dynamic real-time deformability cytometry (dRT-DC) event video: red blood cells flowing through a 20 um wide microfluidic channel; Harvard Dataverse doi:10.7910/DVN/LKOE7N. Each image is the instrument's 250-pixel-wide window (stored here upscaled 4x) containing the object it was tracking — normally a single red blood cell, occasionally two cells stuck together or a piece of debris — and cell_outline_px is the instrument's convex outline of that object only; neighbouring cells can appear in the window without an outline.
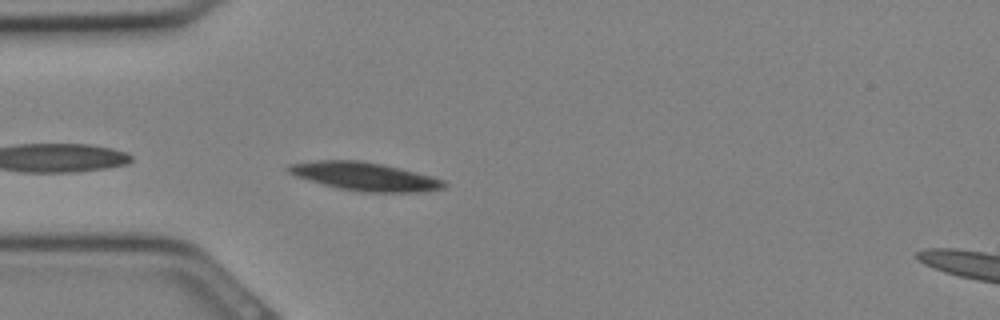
{"species": "Egyptian fruit bat (a non-hibernating species)", "species_latin": "Rousettus aegyptiacus", "temperature_condition": "cold", "stored_images_in_passage": 22, "camera_frame_rate_fps": 3000, "um_per_image_px": 0.085, "animal": {"sex": "female"}, "frame": {"image": 1, "passage_image": 1, "time_ms": 0.0, "image_size_px": [1000, 320], "cell_outline_px": [[448, 184], [444, 188], [420, 192], [360, 192], [340, 188], [308, 180], [296, 176], [288, 172], [284, 168], [288, 164], [316, 160], [360, 160], [384, 164], [432, 176], [444, 180]], "centroid_in_image_um": [31.01, 14.99], "position_along_channel_um": 54.0, "area_um2": 25.78}}
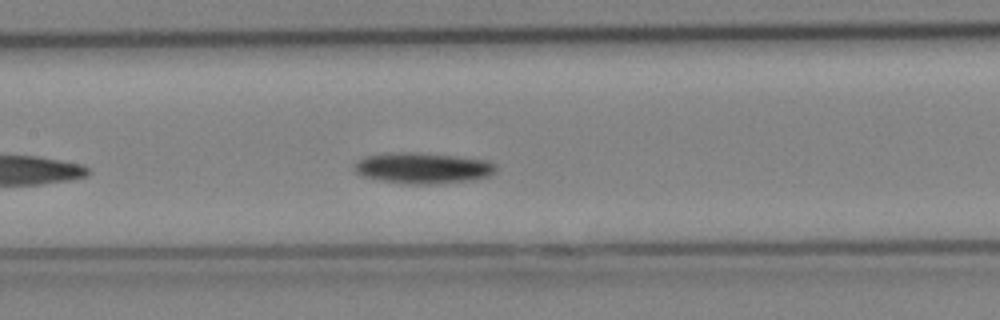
{"frame": {"image": 2, "passage_image": 7, "time_ms": 2.0, "image_size_px": [1000, 320], "cell_outline_px": [[496, 172], [488, 176], [476, 180], [428, 184], [408, 184], [376, 180], [360, 176], [352, 168], [352, 164], [356, 160], [364, 156], [396, 152], [416, 152], [456, 156], [488, 160], [496, 164]], "centroid_in_image_um": [35.89, 14.28], "position_along_channel_um": 171.5, "area_um2": 26.01}}
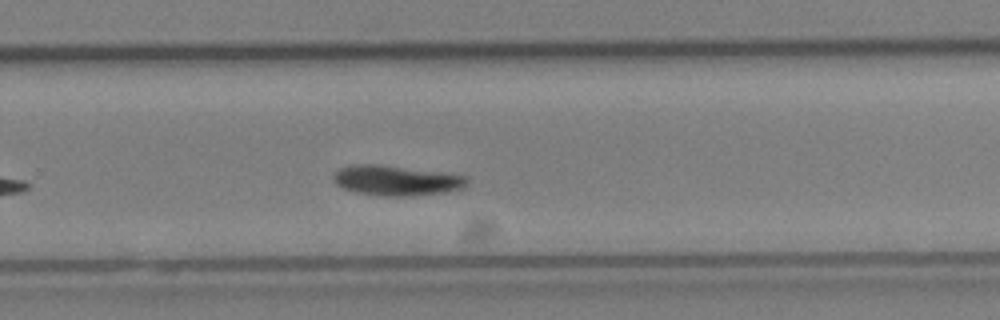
{"frame": {"image": 3, "passage_image": 13, "time_ms": 4.0, "image_size_px": [1000, 320], "cell_outline_px": [[468, 184], [464, 188], [448, 192], [404, 196], [384, 196], [356, 192], [344, 188], [336, 184], [332, 180], [332, 176], [340, 168], [352, 164], [376, 164], [444, 172], [468, 176]], "centroid_in_image_um": [33.72, 15.33], "position_along_channel_um": 296.1, "area_um2": 23.58}}